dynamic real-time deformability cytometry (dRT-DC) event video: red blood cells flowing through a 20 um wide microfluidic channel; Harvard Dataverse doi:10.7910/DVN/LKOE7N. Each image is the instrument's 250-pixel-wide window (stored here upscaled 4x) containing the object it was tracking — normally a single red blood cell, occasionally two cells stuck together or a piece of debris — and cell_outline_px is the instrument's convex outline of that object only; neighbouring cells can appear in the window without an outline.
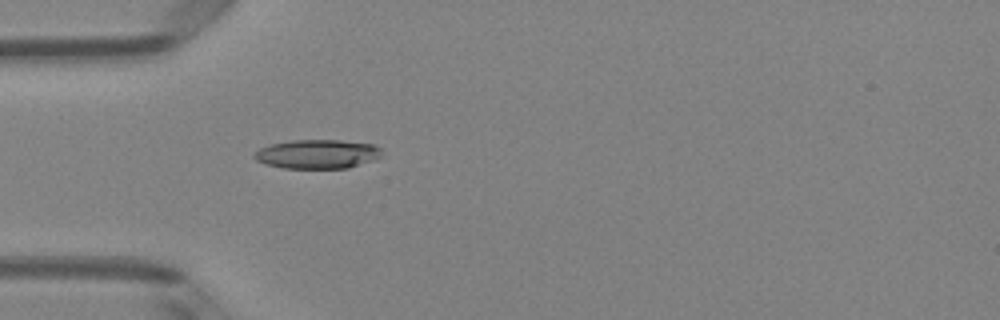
{"species": "Egyptian fruit bat (a non-hibernating species)", "species_latin": "Rousettus aegyptiacus", "temperature_condition": "room temperature", "stored_images_in_passage": 5, "camera_frame_rate_fps": 3000, "um_per_image_px": 0.085, "animal": {"sex": "female"}, "frame": {"image": 1, "passage_image": 5, "time_ms": 1.333, "image_size_px": [1000, 320], "cell_outline_px": [[380, 156], [372, 160], [348, 168], [284, 168], [268, 164], [256, 160], [252, 156], [260, 148], [272, 144], [292, 140], [340, 140], [376, 144], [380, 148]], "centroid_in_image_um": [26.98, 13.09], "position_along_channel_um": 58.0, "area_um2": 21.39}}